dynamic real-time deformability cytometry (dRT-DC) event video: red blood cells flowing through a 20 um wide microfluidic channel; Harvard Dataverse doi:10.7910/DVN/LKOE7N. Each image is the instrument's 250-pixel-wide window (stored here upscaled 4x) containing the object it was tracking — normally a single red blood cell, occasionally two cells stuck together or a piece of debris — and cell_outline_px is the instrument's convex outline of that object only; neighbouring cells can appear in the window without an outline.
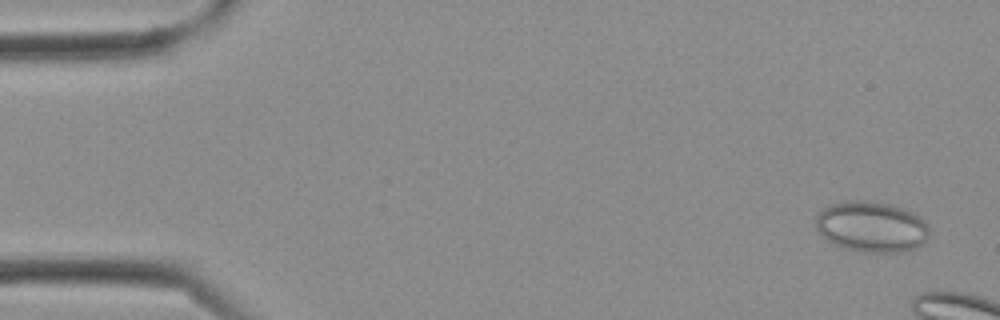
{"species": "Egyptian fruit bat (a non-hibernating species)", "species_latin": "Rousettus aegyptiacus", "temperature_condition": "cold", "stored_images_in_passage": 6, "camera_frame_rate_fps": 3000, "um_per_image_px": 0.085, "frame": {"image": 1, "passage_image": 2, "time_ms": 0.333, "image_size_px": [1000, 320], "cell_outline_px": [[928, 236], [924, 244], [916, 248], [904, 252], [864, 252], [844, 248], [828, 240], [816, 228], [816, 216], [824, 208], [832, 204], [852, 200], [864, 200], [888, 204], [912, 212], [924, 220], [928, 228]], "centroid_in_image_um": [74.1, 19.29], "position_along_channel_um": 10.9, "area_um2": 33.29}}